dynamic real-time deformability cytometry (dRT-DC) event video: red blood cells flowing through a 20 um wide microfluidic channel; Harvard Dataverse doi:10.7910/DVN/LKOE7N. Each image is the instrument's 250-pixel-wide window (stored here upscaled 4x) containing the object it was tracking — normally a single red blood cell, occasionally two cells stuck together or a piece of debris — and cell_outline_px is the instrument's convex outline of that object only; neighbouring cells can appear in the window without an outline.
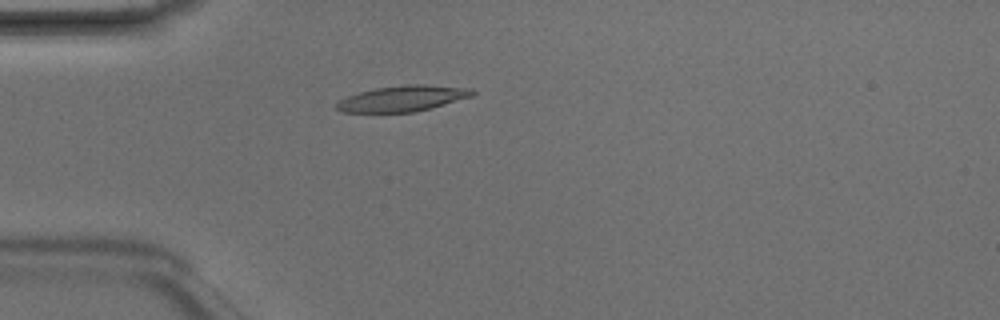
{"species": "Egyptian fruit bat (a non-hibernating species)", "species_latin": "Rousettus aegyptiacus", "temperature_condition": "room temperature", "stored_images_in_passage": 3, "camera_frame_rate_fps": 3000, "um_per_image_px": 0.085, "animal": {"sex": "male"}, "frame": {"image": 1, "passage_image": 3, "time_ms": 0.667, "image_size_px": [1000, 320], "cell_outline_px": [[476, 92], [472, 96], [432, 108], [416, 112], [340, 112], [336, 108], [336, 104], [340, 100], [348, 96], [360, 92], [376, 88], [404, 84], [424, 84], [472, 88]], "centroid_in_image_um": [34.26, 8.37], "position_along_channel_um": 50.7, "area_um2": 20.46}}